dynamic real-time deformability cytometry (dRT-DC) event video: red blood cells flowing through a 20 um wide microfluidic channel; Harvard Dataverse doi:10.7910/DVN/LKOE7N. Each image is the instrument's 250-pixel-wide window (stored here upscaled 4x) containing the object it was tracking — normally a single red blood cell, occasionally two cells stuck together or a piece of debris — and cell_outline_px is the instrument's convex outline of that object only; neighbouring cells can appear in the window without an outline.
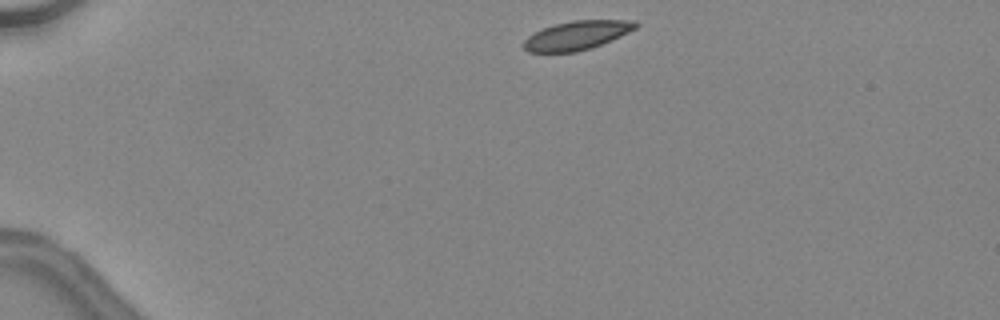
{"species": "common noctule bat (a hibernating species)", "species_latin": "Nyctalus noctula", "temperature_condition": "warm", "stored_images_in_passage": 37, "camera_frame_rate_fps": 3000, "um_per_image_px": 0.085, "animal": {"sex": "female", "body_mass_g": 24.6, "forearm_length_mm": 56.2}, "frame": {"image": 1, "passage_image": 1, "time_ms": 0.0, "image_size_px": [1000, 320], "cell_outline_px": [[640, 24], [636, 28], [612, 40], [592, 48], [576, 52], [528, 52], [524, 48], [524, 40], [528, 36], [544, 28], [556, 24], [572, 20], [636, 20]], "centroid_in_image_um": [49.07, 3.0], "position_along_channel_um": 35.9, "area_um2": 18.79}}